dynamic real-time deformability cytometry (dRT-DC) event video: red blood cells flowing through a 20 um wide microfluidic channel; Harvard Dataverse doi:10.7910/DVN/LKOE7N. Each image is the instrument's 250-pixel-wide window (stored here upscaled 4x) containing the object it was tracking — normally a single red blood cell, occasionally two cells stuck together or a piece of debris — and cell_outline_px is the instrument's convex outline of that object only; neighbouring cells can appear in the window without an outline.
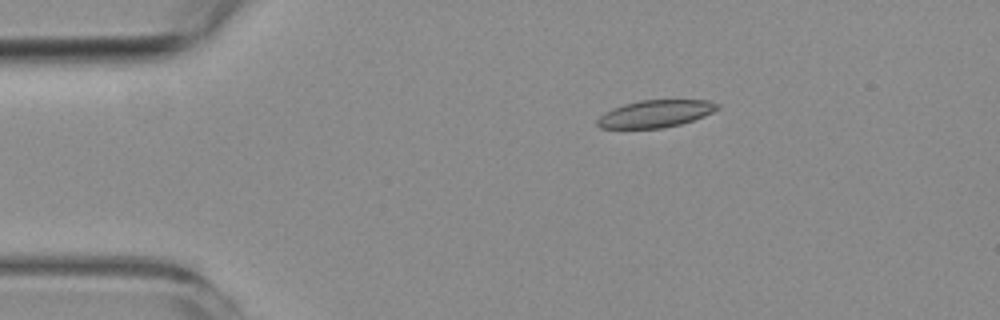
{"species": "common noctule bat (a hibernating species)", "species_latin": "Nyctalus noctula", "temperature_condition": "room temperature", "stored_images_in_passage": 4, "camera_frame_rate_fps": 3000, "um_per_image_px": 0.085, "animal": {"sex": "female", "body_mass_g": 19.3, "forearm_length_mm": 54.1}, "frame": {"image": 1, "passage_image": 1, "time_ms": 0.0, "image_size_px": [1000, 320], "cell_outline_px": [[720, 108], [704, 116], [680, 124], [664, 128], [600, 128], [596, 124], [596, 120], [604, 112], [612, 108], [624, 104], [640, 100], [708, 100], [720, 104]], "centroid_in_image_um": [55.7, 9.66], "position_along_channel_um": 29.3, "area_um2": 19.13}}
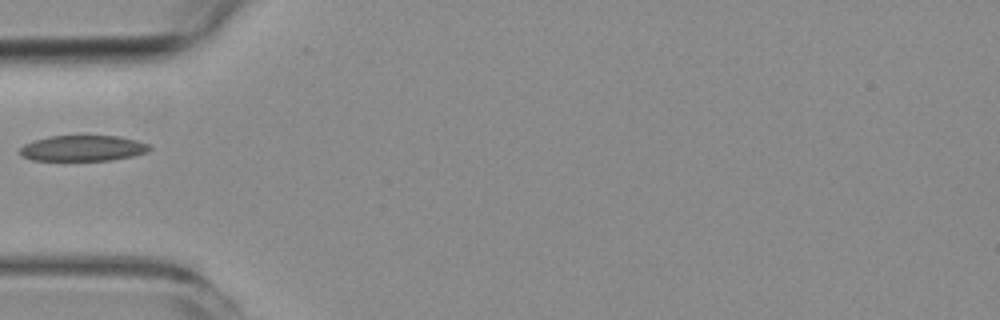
{"frame": {"image": 2, "passage_image": 3, "time_ms": 2.667, "image_size_px": [1000, 320], "cell_outline_px": [[152, 148], [148, 152], [132, 156], [112, 160], [32, 160], [20, 156], [20, 148], [24, 144], [48, 136], [120, 136], [136, 140], [148, 144]], "centroid_in_image_um": [7.05, 12.6], "position_along_channel_um": 78.0, "area_um2": 19.42}}
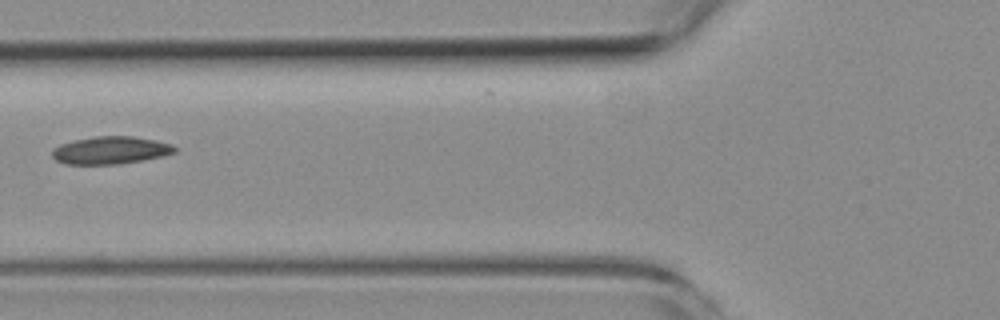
{"frame": {"image": 3, "passage_image": 4, "time_ms": 3.667, "image_size_px": [1000, 320], "cell_outline_px": [[176, 152], [164, 156], [116, 164], [64, 164], [56, 160], [52, 156], [52, 148], [60, 144], [76, 140], [96, 136], [132, 136], [156, 140], [172, 144], [176, 148]], "centroid_in_image_um": [9.39, 12.77], "position_along_channel_um": 116.4, "area_um2": 19.65}}